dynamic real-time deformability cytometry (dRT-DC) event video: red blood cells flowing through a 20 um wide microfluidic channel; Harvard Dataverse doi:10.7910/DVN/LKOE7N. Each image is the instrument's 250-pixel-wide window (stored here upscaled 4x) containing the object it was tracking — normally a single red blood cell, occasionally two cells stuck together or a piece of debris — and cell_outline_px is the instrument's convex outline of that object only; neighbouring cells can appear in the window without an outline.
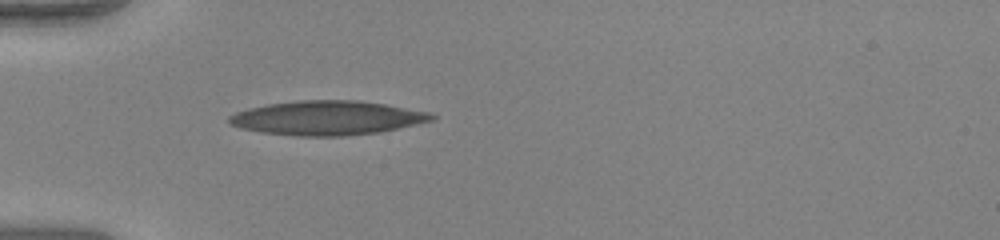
{"species": "human", "species_latin": "Homo sapiens", "temperature_condition": "warm", "stored_images_in_passage": 36, "camera_frame_rate_fps": 3000, "um_per_image_px": 0.085, "donor": {"sex": "female"}, "frame": {"image": 1, "passage_image": 1, "time_ms": 0.0, "image_size_px": [1000, 240], "cell_outline_px": [[436, 120], [380, 132], [344, 136], [296, 136], [260, 132], [240, 128], [228, 124], [228, 116], [236, 112], [248, 108], [268, 104], [300, 100], [360, 100], [432, 112], [436, 116]], "centroid_in_image_um": [27.82, 10.02], "position_along_channel_um": 57.2, "area_um2": 40.75}}
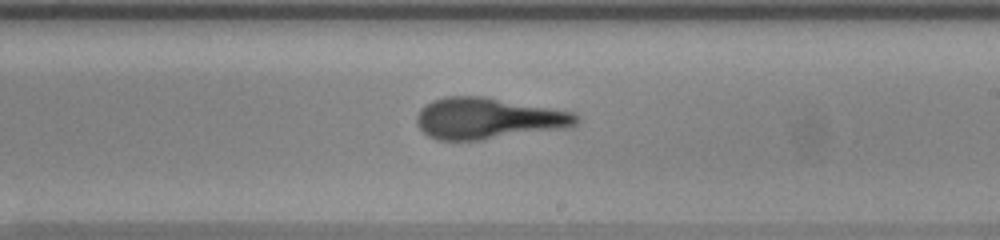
{"frame": {"image": 2, "passage_image": 16, "time_ms": 5.0, "image_size_px": [1000, 240], "cell_outline_px": [[580, 120], [572, 128], [480, 140], [436, 140], [428, 136], [416, 124], [416, 116], [420, 108], [424, 104], [432, 100], [444, 96], [484, 96], [576, 112], [580, 116]], "centroid_in_image_um": [41.53, 10.06], "position_along_channel_um": 247.5, "area_um2": 39.13}}
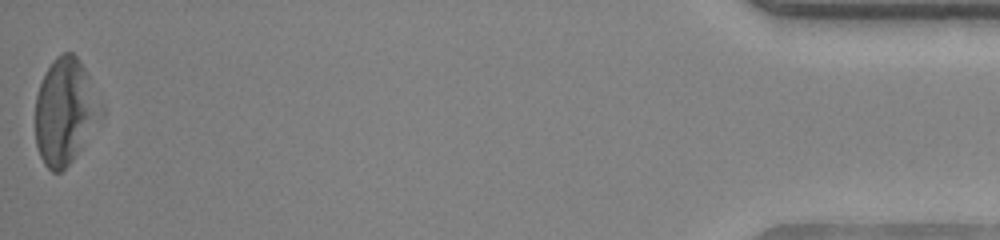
{"frame": {"image": 3, "passage_image": 36, "time_ms": 11.667, "image_size_px": [1000, 240], "cell_outline_px": [[104, 116], [72, 160], [60, 172], [52, 172], [44, 164], [40, 156], [36, 144], [36, 96], [40, 84], [52, 60], [56, 56], [64, 52], [72, 52], [80, 60], [104, 108]], "centroid_in_image_um": [5.55, 9.47], "position_along_channel_um": 429.6, "area_um2": 40.46}}